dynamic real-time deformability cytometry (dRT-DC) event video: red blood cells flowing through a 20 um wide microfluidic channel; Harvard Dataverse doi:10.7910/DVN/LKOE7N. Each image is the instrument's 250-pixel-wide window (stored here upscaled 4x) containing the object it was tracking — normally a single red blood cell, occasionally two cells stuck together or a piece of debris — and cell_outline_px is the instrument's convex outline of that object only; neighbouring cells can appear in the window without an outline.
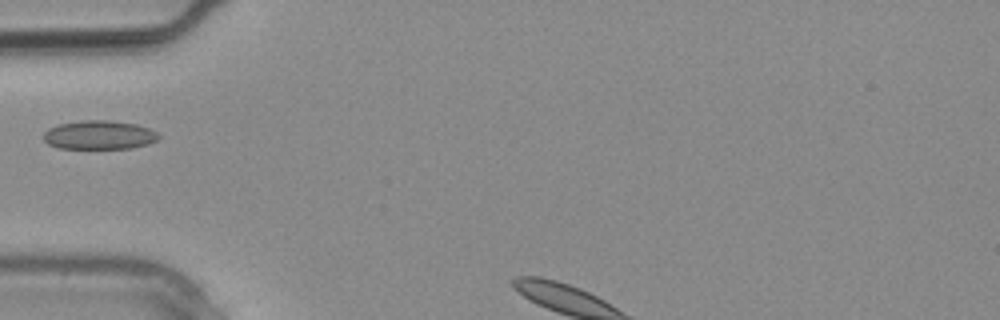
{"species": "common noctule bat (a hibernating species)", "species_latin": "Nyctalus noctula", "temperature_condition": "warm", "stored_images_in_passage": 4, "camera_frame_rate_fps": 3000, "um_per_image_px": 0.085, "animal": {"sex": "male", "body_mass_g": 20.4}, "frame": {"image": 1, "passage_image": 3, "time_ms": 0.667, "image_size_px": [1000, 320], "cell_outline_px": [[160, 136], [156, 140], [148, 144], [132, 148], [60, 148], [48, 144], [44, 140], [44, 132], [48, 128], [56, 124], [80, 120], [108, 120], [136, 124], [148, 128], [156, 132]], "centroid_in_image_um": [8.4, 11.46], "position_along_channel_um": 76.6, "area_um2": 19.36}}